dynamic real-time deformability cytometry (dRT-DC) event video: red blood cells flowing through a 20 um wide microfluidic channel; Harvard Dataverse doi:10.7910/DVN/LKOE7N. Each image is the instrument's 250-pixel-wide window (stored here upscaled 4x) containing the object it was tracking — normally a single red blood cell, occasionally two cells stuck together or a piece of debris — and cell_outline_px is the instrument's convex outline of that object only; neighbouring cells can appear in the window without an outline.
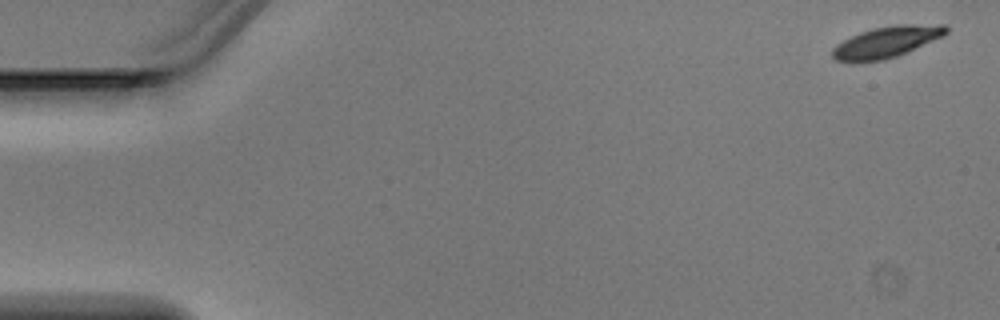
{"species": "Egyptian fruit bat (a non-hibernating species)", "species_latin": "Rousettus aegyptiacus", "temperature_condition": "warm", "stored_images_in_passage": 5, "camera_frame_rate_fps": 3000, "um_per_image_px": 0.085, "animal": {"sex": "male"}, "frame": {"image": 1, "passage_image": 1, "time_ms": 0.0, "image_size_px": [1000, 320], "cell_outline_px": [[948, 32], [944, 36], [896, 56], [884, 60], [836, 60], [832, 56], [832, 48], [836, 44], [860, 32], [872, 28], [896, 24], [944, 24], [948, 28]], "centroid_in_image_um": [75.41, 3.53], "position_along_channel_um": 9.6, "area_um2": 20.35}}
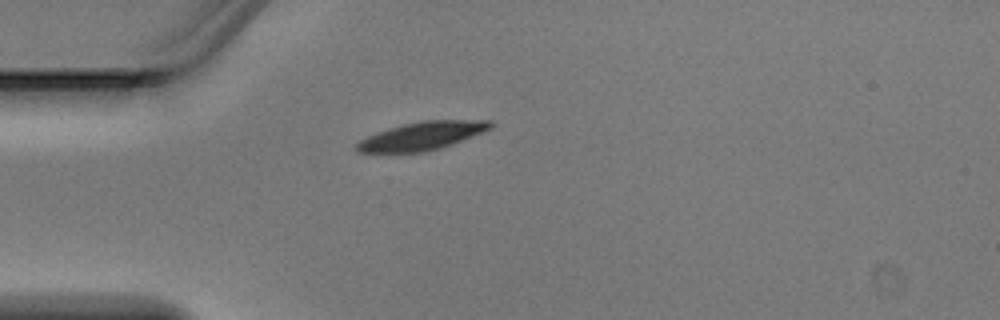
{"frame": {"image": 2, "passage_image": 4, "time_ms": 1.0, "image_size_px": [1000, 320], "cell_outline_px": [[496, 124], [492, 128], [452, 144], [440, 148], [424, 152], [356, 152], [352, 148], [360, 140], [376, 132], [388, 128], [404, 124], [424, 120], [492, 120]], "centroid_in_image_um": [35.87, 11.55], "position_along_channel_um": 49.1, "area_um2": 21.96}}